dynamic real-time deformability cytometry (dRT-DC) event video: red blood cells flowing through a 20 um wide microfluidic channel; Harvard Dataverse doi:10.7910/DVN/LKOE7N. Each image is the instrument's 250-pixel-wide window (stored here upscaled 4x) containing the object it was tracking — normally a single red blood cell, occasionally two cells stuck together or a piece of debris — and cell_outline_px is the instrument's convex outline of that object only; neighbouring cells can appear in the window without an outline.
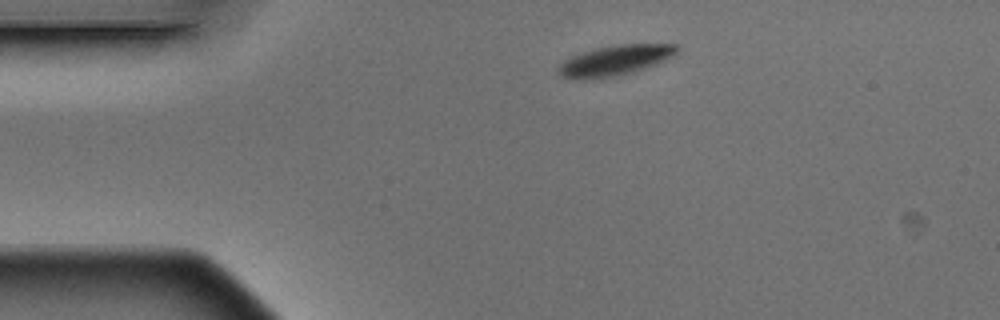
{"species": "Egyptian fruit bat (a non-hibernating species)", "species_latin": "Rousettus aegyptiacus", "temperature_condition": "warm", "stored_images_in_passage": 2, "camera_frame_rate_fps": 3000, "um_per_image_px": 0.085, "animal": {"sex": "male"}, "frame": {"image": 1, "passage_image": 1, "time_ms": 0.0, "image_size_px": [1000, 320], "cell_outline_px": [[680, 48], [676, 52], [664, 60], [644, 68], [632, 72], [596, 80], [572, 80], [560, 76], [556, 72], [560, 64], [564, 60], [572, 56], [596, 48], [620, 44], [680, 44]], "centroid_in_image_um": [52.21, 5.16], "position_along_channel_um": 32.8, "area_um2": 20.98}}